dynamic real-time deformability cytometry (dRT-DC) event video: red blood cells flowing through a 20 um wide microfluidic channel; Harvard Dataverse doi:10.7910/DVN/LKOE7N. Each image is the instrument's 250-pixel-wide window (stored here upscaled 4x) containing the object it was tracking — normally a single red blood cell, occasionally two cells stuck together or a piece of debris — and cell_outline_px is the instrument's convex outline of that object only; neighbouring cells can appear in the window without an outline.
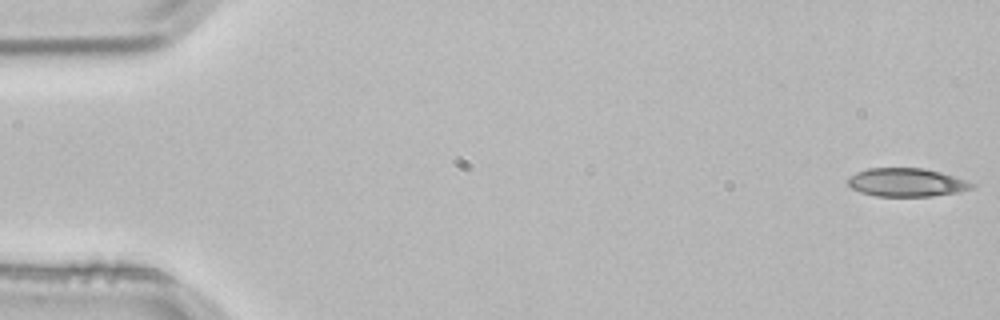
{"species": "common noctule bat (a hibernating species)", "species_latin": "Nyctalus noctula", "temperature_condition": "room temperature", "stored_images_in_passage": 3, "camera_frame_rate_fps": 3000, "um_per_image_px": 0.085, "animal": {"sex": "male", "body_mass_g": 21.5, "forearm_length_mm": 52.0}, "frame": {"image": 1, "passage_image": 1, "time_ms": 0.0, "image_size_px": [1000, 320], "cell_outline_px": [[976, 184], [972, 188], [960, 192], [932, 196], [876, 196], [860, 192], [852, 188], [848, 184], [848, 176], [856, 172], [868, 168], [924, 168], [940, 172]], "centroid_in_image_um": [77.03, 15.5], "position_along_channel_um": 8.0, "area_um2": 20.46}}